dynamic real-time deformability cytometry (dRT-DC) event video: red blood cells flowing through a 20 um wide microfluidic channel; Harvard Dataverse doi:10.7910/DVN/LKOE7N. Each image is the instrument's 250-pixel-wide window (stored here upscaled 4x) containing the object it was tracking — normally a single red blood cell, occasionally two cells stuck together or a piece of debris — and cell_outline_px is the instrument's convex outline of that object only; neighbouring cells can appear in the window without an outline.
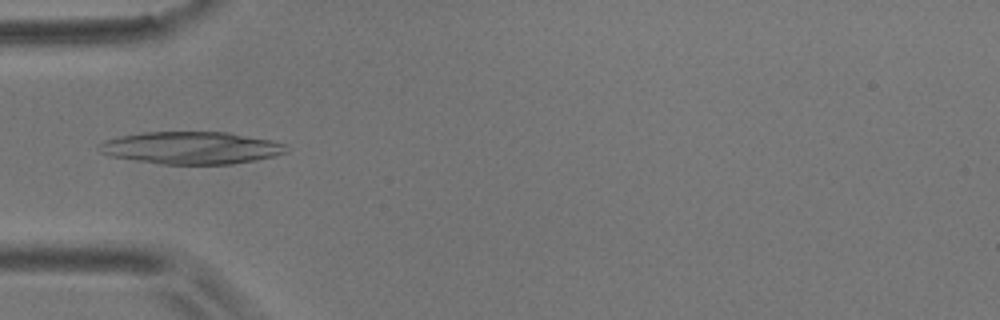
{"species": "common noctule bat (a hibernating species)", "species_latin": "Nyctalus noctula", "temperature_condition": "room temperature", "stored_images_in_passage": 7, "camera_frame_rate_fps": 3000, "um_per_image_px": 0.085, "animal": {"sex": "male", "body_mass_g": 17.9}, "frame": {"image": 1, "passage_image": 2, "time_ms": 0.333, "image_size_px": [1000, 320], "cell_outline_px": [[288, 152], [276, 156], [256, 160], [232, 164], [160, 164], [112, 156], [100, 152], [96, 148], [96, 144], [104, 140], [120, 136], [148, 132], [228, 132], [272, 140], [284, 144]], "centroid_in_image_um": [16.25, 12.57], "position_along_channel_um": 68.7, "area_um2": 35.37}}
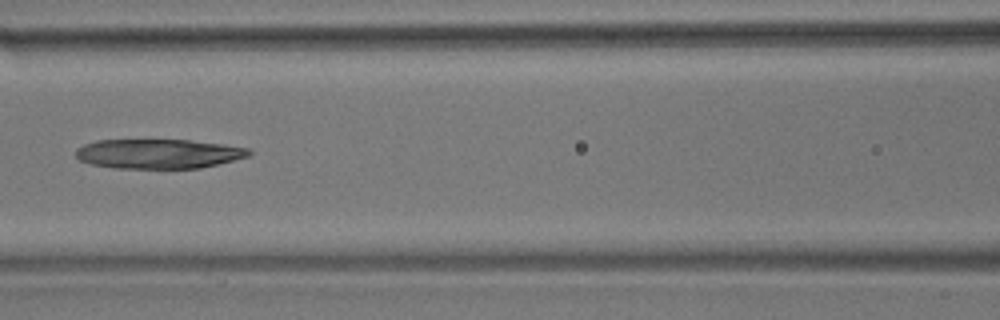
{"frame": {"image": 2, "passage_image": 4, "time_ms": 1.0, "image_size_px": [1000, 320], "cell_outline_px": [[252, 152], [248, 156], [200, 168], [112, 168], [92, 164], [80, 160], [76, 156], [76, 148], [84, 144], [96, 140], [188, 140], [224, 144], [248, 148]], "centroid_in_image_um": [13.44, 13.06], "position_along_channel_um": 153.2, "area_um2": 29.65}}
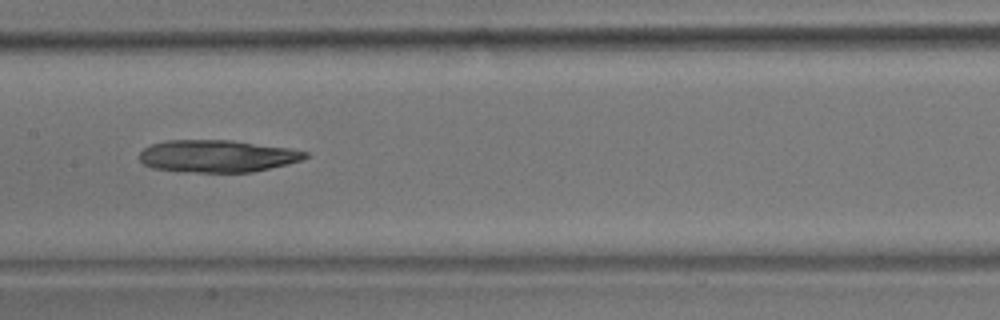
{"frame": {"image": 3, "passage_image": 5, "time_ms": 1.333, "image_size_px": [1000, 320], "cell_outline_px": [[308, 156], [300, 160], [288, 164], [252, 172], [180, 172], [152, 168], [144, 164], [140, 160], [140, 152], [144, 148], [152, 144], [168, 140], [232, 140], [288, 148], [308, 152]], "centroid_in_image_um": [18.44, 13.27], "position_along_channel_um": 189.0, "area_um2": 31.15}}